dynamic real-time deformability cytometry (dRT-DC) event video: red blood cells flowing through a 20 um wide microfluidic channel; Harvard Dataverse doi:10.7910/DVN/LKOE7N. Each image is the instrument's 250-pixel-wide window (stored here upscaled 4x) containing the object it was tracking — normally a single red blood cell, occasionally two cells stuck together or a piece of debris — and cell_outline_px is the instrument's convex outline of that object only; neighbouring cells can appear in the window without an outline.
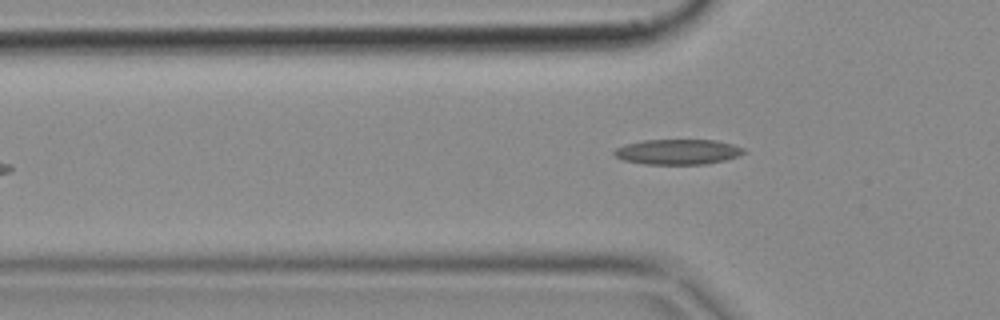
{"species": "common noctule bat (a hibernating species)", "species_latin": "Nyctalus noctula", "temperature_condition": "cold", "stored_images_in_passage": 3, "camera_frame_rate_fps": 3000, "um_per_image_px": 0.085, "animal": {"sex": "female", "body_mass_g": 18.4}, "frame": {"image": 1, "passage_image": 3, "time_ms": 0.667, "image_size_px": [1000, 320], "cell_outline_px": [[748, 152], [724, 160], [708, 164], [644, 164], [624, 160], [616, 156], [612, 152], [616, 148], [624, 144], [644, 140], [716, 140], [732, 144], [744, 148]], "centroid_in_image_um": [57.62, 12.9], "position_along_channel_um": 68.2, "area_um2": 19.07}}